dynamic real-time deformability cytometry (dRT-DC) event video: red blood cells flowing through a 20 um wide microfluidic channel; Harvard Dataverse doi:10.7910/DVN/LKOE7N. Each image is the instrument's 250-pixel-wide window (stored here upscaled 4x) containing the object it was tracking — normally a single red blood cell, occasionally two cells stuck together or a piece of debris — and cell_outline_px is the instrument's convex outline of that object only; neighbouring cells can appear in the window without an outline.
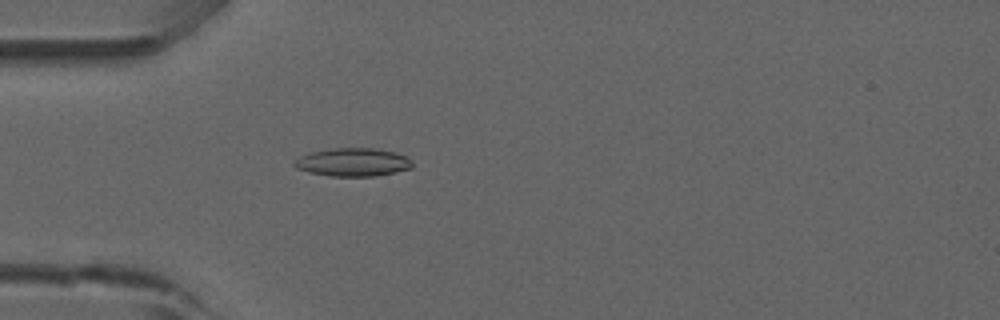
{"species": "common noctule bat (a hibernating species)", "species_latin": "Nyctalus noctula", "temperature_condition": "room temperature", "stored_images_in_passage": 53, "camera_frame_rate_fps": 3000, "um_per_image_px": 0.085, "animal": {"sex": "male", "forearm_length_mm": 52.5}, "frame": {"image": 1, "passage_image": 16, "time_ms": 5.0, "image_size_px": [1000, 320], "cell_outline_px": [[412, 168], [396, 172], [376, 176], [328, 176], [308, 172], [296, 168], [292, 164], [292, 160], [300, 156], [312, 152], [332, 148], [376, 148], [392, 152], [404, 156], [412, 160]], "centroid_in_image_um": [29.96, 13.79], "position_along_channel_um": 55.0, "area_um2": 19.48}}
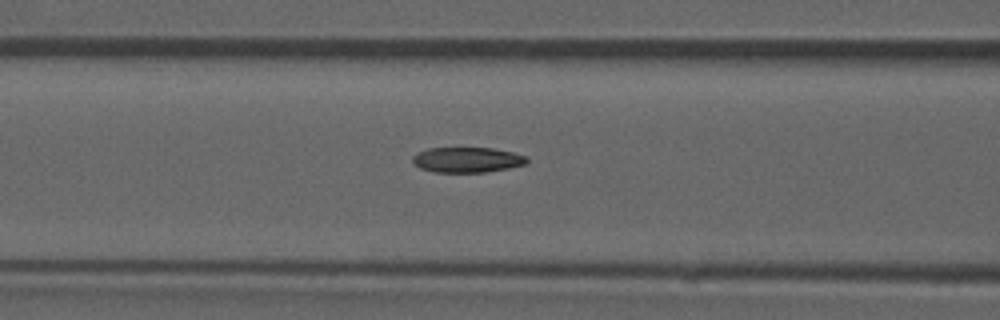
{"frame": {"image": 2, "passage_image": 22, "time_ms": 7.0, "image_size_px": [1000, 320], "cell_outline_px": [[528, 160], [524, 164], [508, 168], [484, 172], [432, 172], [420, 168], [412, 164], [412, 156], [416, 152], [428, 148], [492, 148], [512, 152], [528, 156]], "centroid_in_image_um": [39.65, 13.58], "position_along_channel_um": 126.9, "area_um2": 16.94}}
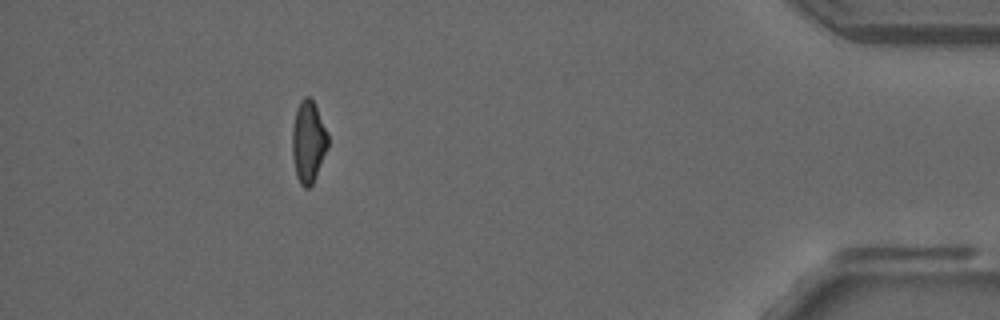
{"frame": {"image": 3, "passage_image": 48, "time_ms": 15.667, "image_size_px": [1000, 320], "cell_outline_px": [[328, 148], [316, 176], [312, 184], [308, 188], [304, 188], [300, 184], [296, 176], [292, 156], [292, 128], [296, 108], [300, 100], [304, 96], [308, 96], [312, 100], [328, 132]], "centroid_in_image_um": [26.2, 12.06], "position_along_channel_um": 409.0, "area_um2": 17.17}, "authors_computed_cell_mechanics": {"area_um2": 17.629, "velocity_mm_per_s": 3.9165, "shape_relaxation_time_tau1_ms": null, "shape_relaxation_time_tau2_ms": 2.7827, "deformation_change_tau1": null, "deformation_change_tau2": 0.0999}}